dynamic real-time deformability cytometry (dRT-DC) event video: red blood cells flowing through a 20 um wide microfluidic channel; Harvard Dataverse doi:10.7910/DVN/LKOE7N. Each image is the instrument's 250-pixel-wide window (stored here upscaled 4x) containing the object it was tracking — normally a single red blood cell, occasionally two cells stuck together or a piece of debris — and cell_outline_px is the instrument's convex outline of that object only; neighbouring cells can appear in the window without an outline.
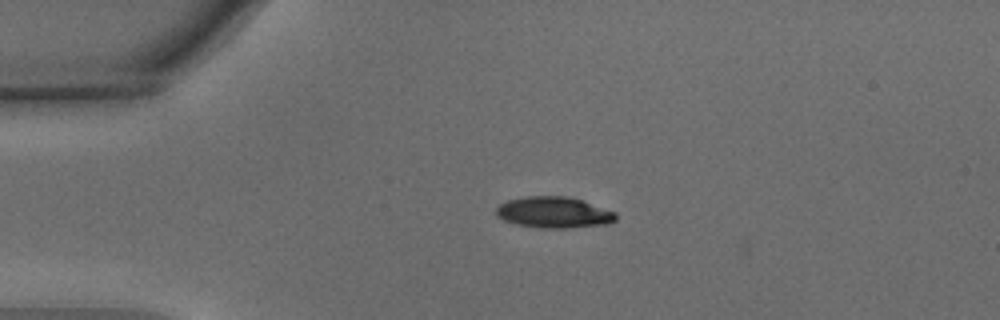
{"species": "common noctule bat (a hibernating species)", "species_latin": "Nyctalus noctula", "temperature_condition": "warm", "stored_images_in_passage": 43, "camera_frame_rate_fps": 3000, "um_per_image_px": 0.085, "animal": {"sex": "male", "body_mass_g": 15.6}, "frame": {"image": 1, "passage_image": 1, "time_ms": 0.0, "image_size_px": [1000, 320], "cell_outline_px": [[616, 220], [608, 224], [564, 228], [536, 228], [516, 224], [504, 220], [496, 216], [496, 208], [500, 204], [508, 200], [524, 196], [568, 196], [616, 212]], "centroid_in_image_um": [47.05, 18.06], "position_along_channel_um": 38.0, "area_um2": 21.73}}
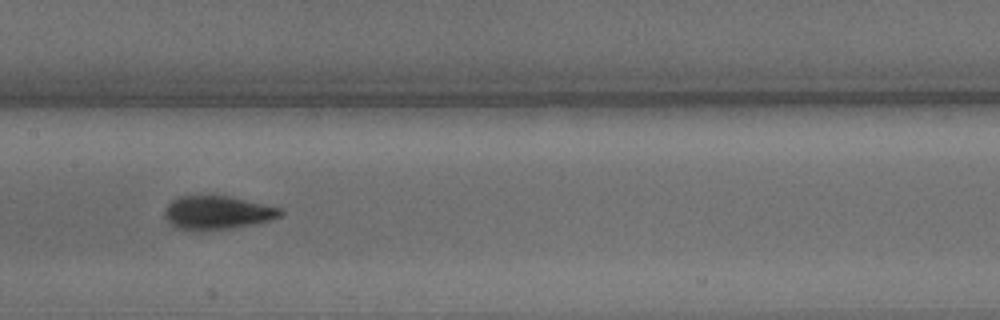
{"frame": {"image": 2, "passage_image": 16, "time_ms": 5.0, "image_size_px": [1000, 320], "cell_outline_px": [[284, 212], [280, 216], [256, 224], [232, 228], [200, 232], [192, 232], [176, 228], [164, 216], [164, 212], [168, 204], [172, 200], [180, 196], [200, 192], [228, 196], [280, 208]], "centroid_in_image_um": [18.39, 18.06], "position_along_channel_um": 189.0, "area_um2": 23.41}}
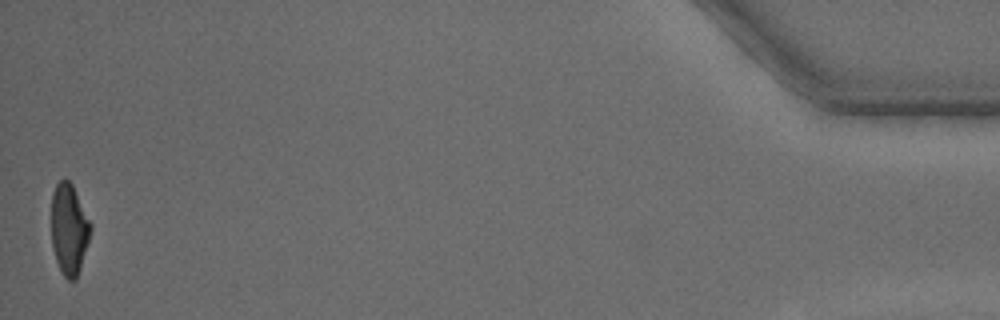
{"frame": {"image": 3, "passage_image": 43, "time_ms": 14.0, "image_size_px": [1000, 320], "cell_outline_px": [[92, 228], [80, 268], [76, 280], [68, 280], [60, 272], [52, 248], [52, 192], [56, 184], [60, 180], [68, 180], [72, 184], [92, 224]], "centroid_in_image_um": [5.87, 19.49], "position_along_channel_um": 429.3, "area_um2": 20.75}, "authors_computed_cell_mechanics": {"area_um2": 22.542, "velocity_mm_per_s": 3.6938, "shape_relaxation_time_tau1_ms": 2.8161, "shape_relaxation_time_tau2_ms": 1.2451, "deformation_change_tau1": 0.1566, "deformation_change_tau2": 0.0686}}